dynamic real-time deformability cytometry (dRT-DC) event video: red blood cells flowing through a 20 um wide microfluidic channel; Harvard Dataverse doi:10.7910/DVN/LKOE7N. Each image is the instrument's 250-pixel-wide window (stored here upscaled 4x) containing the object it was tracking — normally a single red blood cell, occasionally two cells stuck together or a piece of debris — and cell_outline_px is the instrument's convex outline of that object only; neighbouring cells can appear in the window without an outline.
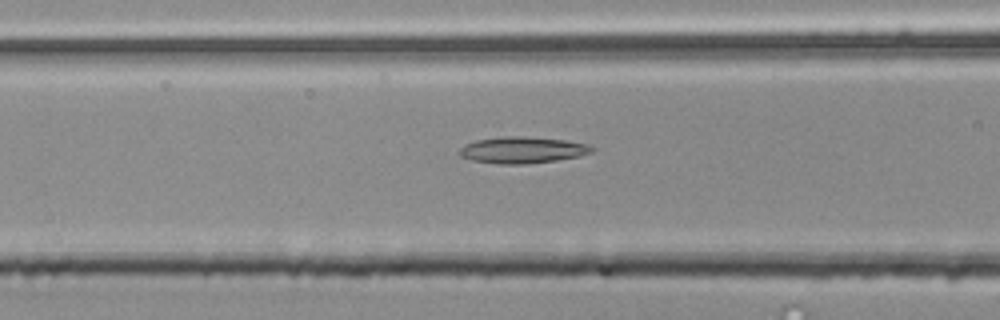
{"species": "common noctule bat (a hibernating species)", "species_latin": "Nyctalus noctula", "temperature_condition": "room temperature", "stored_images_in_passage": 39, "camera_frame_rate_fps": 3000, "um_per_image_px": 0.085, "animal": {"sex": "male", "body_mass_g": 20.4}, "frame": {"image": 1, "passage_image": 6, "time_ms": 1.667, "image_size_px": [1000, 320], "cell_outline_px": [[596, 148], [592, 152], [580, 156], [556, 160], [524, 164], [500, 164], [472, 160], [460, 156], [460, 148], [464, 144], [476, 140], [504, 136], [524, 136], [564, 140], [588, 144]], "centroid_in_image_um": [44.42, 12.74], "position_along_channel_um": 122.2, "area_um2": 20.4}}
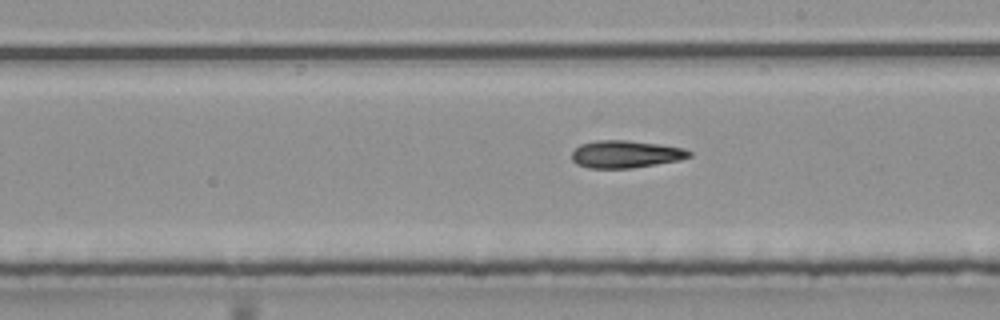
{"frame": {"image": 2, "passage_image": 15, "time_ms": 4.667, "image_size_px": [1000, 320], "cell_outline_px": [[692, 156], [680, 160], [632, 168], [588, 168], [576, 164], [572, 160], [572, 152], [580, 144], [600, 140], [628, 140], [660, 144], [684, 148], [692, 152]], "centroid_in_image_um": [53.19, 13.1], "position_along_channel_um": 235.8, "area_um2": 18.84}}
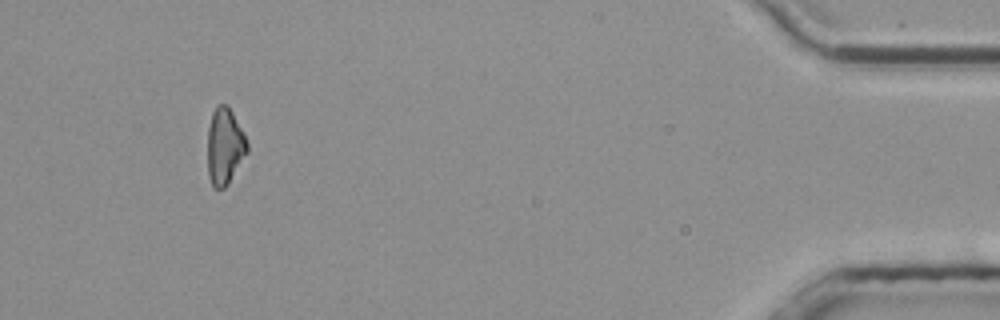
{"frame": {"image": 3, "passage_image": 35, "time_ms": 11.333, "image_size_px": [1000, 320], "cell_outline_px": [[248, 152], [228, 184], [224, 188], [216, 188], [212, 184], [208, 176], [208, 128], [212, 112], [216, 104], [228, 104], [248, 144]], "centroid_in_image_um": [19.09, 12.42], "position_along_channel_um": 416.1, "area_um2": 17.57}}